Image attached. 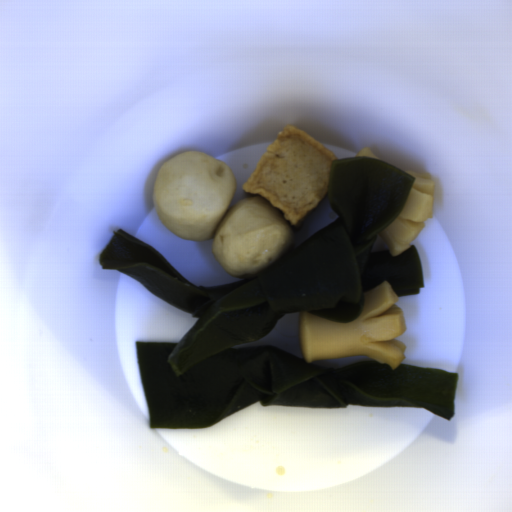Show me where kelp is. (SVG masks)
Instances as JSON below:
<instances>
[{
  "instance_id": "kelp-1",
  "label": "kelp",
  "mask_w": 512,
  "mask_h": 512,
  "mask_svg": "<svg viewBox=\"0 0 512 512\" xmlns=\"http://www.w3.org/2000/svg\"><path fill=\"white\" fill-rule=\"evenodd\" d=\"M415 177L365 155L330 162L327 199L337 217L248 280L197 286L146 242L113 232L97 260L197 320L178 343L134 342L151 428L198 429L260 401L268 406L424 407L452 419L458 374L372 359L320 367L250 343L286 314L351 322L365 293L387 282L397 296L425 285L414 245L371 253L404 209Z\"/></svg>"
}]
</instances>
